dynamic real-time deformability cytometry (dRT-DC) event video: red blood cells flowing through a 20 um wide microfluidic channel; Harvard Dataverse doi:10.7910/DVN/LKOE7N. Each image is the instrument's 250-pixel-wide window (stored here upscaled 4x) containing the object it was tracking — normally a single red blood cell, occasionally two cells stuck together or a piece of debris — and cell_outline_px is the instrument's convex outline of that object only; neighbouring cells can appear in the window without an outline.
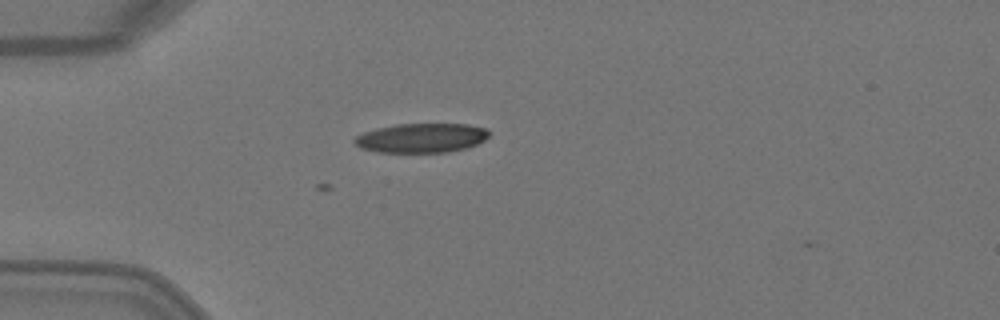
{"species": "Egyptian fruit bat (a non-hibernating species)", "species_latin": "Rousettus aegyptiacus", "temperature_condition": "warm", "stored_images_in_passage": 3, "camera_frame_rate_fps": 3000, "um_per_image_px": 0.085, "animal": {"sex": "female"}, "frame": {"image": 1, "passage_image": 3, "time_ms": 0.667, "image_size_px": [1000, 320], "cell_outline_px": [[492, 132], [484, 140], [468, 148], [448, 152], [380, 152], [360, 148], [352, 140], [356, 136], [364, 132], [376, 128], [396, 124], [468, 124], [488, 128]], "centroid_in_image_um": [35.86, 11.72], "position_along_channel_um": 49.1, "area_um2": 23.18}}